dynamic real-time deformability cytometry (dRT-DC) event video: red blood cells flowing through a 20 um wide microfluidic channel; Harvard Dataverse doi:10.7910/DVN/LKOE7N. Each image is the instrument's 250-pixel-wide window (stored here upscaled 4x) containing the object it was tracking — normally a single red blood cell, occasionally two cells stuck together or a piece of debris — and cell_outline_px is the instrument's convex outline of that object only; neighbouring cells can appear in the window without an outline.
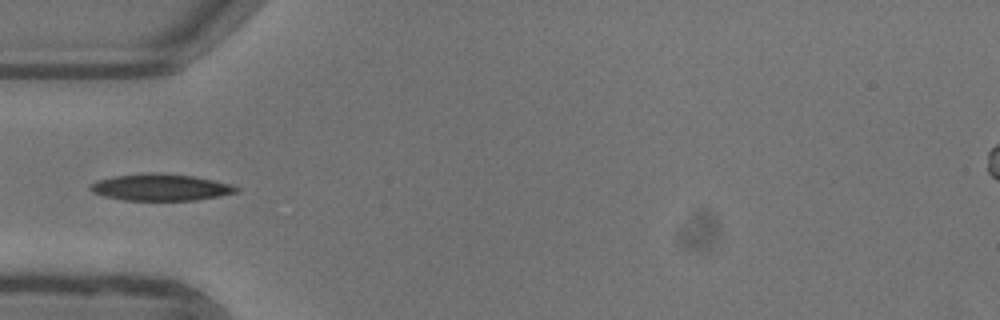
{"species": "common noctule bat (a hibernating species)", "species_latin": "Nyctalus noctula", "temperature_condition": "warm", "stored_images_in_passage": 6, "camera_frame_rate_fps": 3000, "um_per_image_px": 0.085, "animal": {"sex": "female"}, "frame": {"image": 1, "passage_image": 1, "time_ms": 0.0, "image_size_px": [1000, 320], "cell_outline_px": [[240, 188], [236, 192], [220, 196], [196, 200], [124, 200], [104, 196], [92, 192], [88, 188], [92, 184], [100, 180], [116, 176], [152, 172], [192, 176], [232, 184]], "centroid_in_image_um": [13.68, 15.93], "position_along_channel_um": 71.3, "area_um2": 22.43}}
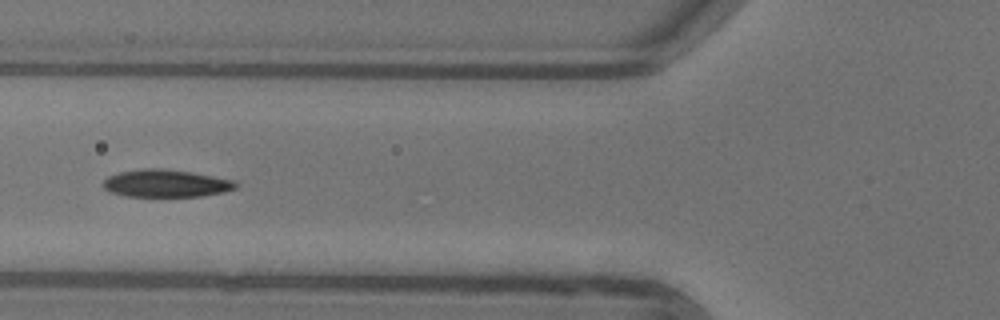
{"frame": {"image": 2, "passage_image": 4, "time_ms": 1.0, "image_size_px": [1000, 320], "cell_outline_px": [[240, 184], [236, 188], [224, 192], [200, 196], [124, 196], [108, 192], [104, 188], [104, 180], [108, 176], [120, 172], [144, 168], [160, 168], [192, 172], [236, 180]], "centroid_in_image_um": [14.13, 15.58], "position_along_channel_um": 111.7, "area_um2": 21.39}}